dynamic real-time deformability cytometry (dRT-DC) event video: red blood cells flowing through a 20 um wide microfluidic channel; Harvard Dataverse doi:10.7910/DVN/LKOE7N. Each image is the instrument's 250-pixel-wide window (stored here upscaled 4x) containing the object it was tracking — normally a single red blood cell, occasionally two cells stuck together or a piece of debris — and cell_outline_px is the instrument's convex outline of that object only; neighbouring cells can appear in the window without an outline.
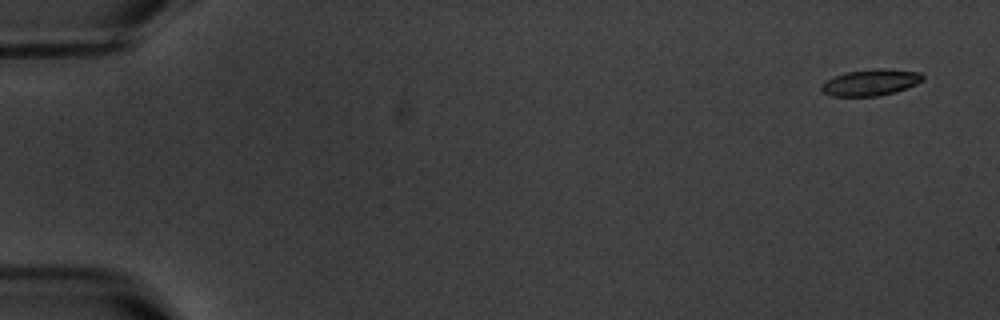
{"species": "common noctule bat (a hibernating species)", "species_latin": "Nyctalus noctula", "temperature_condition": "warm", "stored_images_in_passage": 7, "camera_frame_rate_fps": 3000, "um_per_image_px": 0.085, "animal": {"sex": "male", "body_mass_g": 20.1, "forearm_length_mm": 53.5}, "frame": {"image": 1, "passage_image": 1, "time_ms": 0.0, "image_size_px": [1000, 320], "cell_outline_px": [[924, 80], [916, 84], [896, 92], [876, 96], [832, 96], [824, 92], [820, 88], [820, 84], [844, 72], [872, 68], [884, 68], [920, 72], [924, 76]], "centroid_in_image_um": [74.02, 6.99], "position_along_channel_um": 11.0, "area_um2": 15.66}}
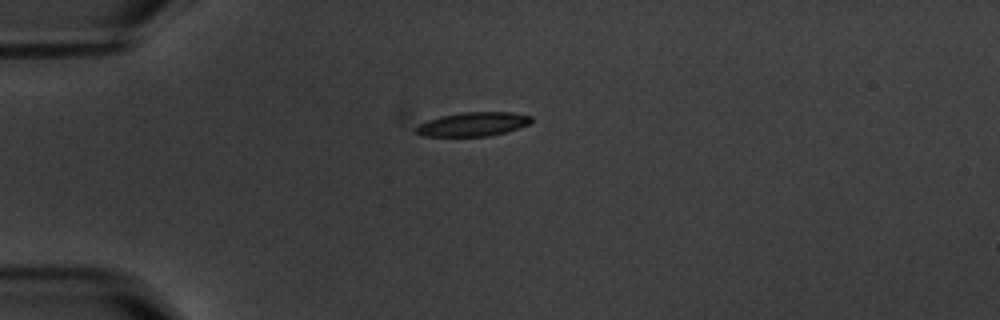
{"frame": {"image": 2, "passage_image": 4, "time_ms": 4.333, "image_size_px": [1000, 320], "cell_outline_px": [[532, 120], [528, 124], [508, 132], [488, 136], [420, 136], [416, 132], [416, 128], [420, 124], [428, 120], [440, 116], [464, 112], [512, 112], [532, 116]], "centroid_in_image_um": [40.22, 10.56], "position_along_channel_um": 44.8, "area_um2": 16.07}}
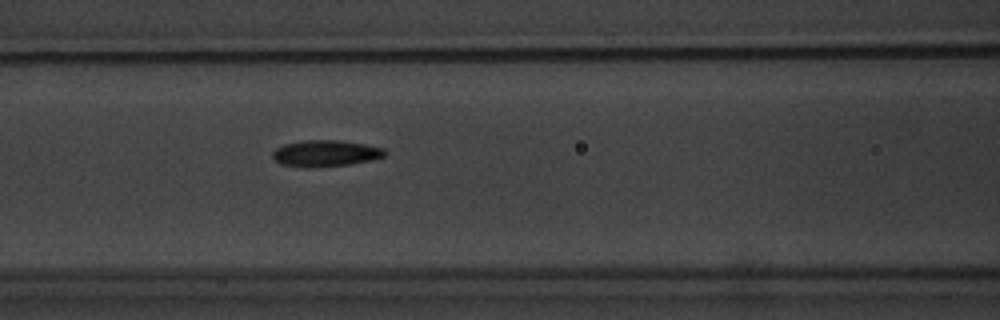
{"frame": {"image": 3, "passage_image": 7, "time_ms": 7.667, "image_size_px": [1000, 320], "cell_outline_px": [[388, 152], [384, 156], [372, 160], [348, 164], [308, 168], [304, 168], [280, 164], [272, 156], [272, 152], [276, 148], [284, 144], [300, 140], [340, 140], [364, 144], [384, 148]], "centroid_in_image_um": [27.65, 13.03], "position_along_channel_um": 138.9, "area_um2": 17.4}}